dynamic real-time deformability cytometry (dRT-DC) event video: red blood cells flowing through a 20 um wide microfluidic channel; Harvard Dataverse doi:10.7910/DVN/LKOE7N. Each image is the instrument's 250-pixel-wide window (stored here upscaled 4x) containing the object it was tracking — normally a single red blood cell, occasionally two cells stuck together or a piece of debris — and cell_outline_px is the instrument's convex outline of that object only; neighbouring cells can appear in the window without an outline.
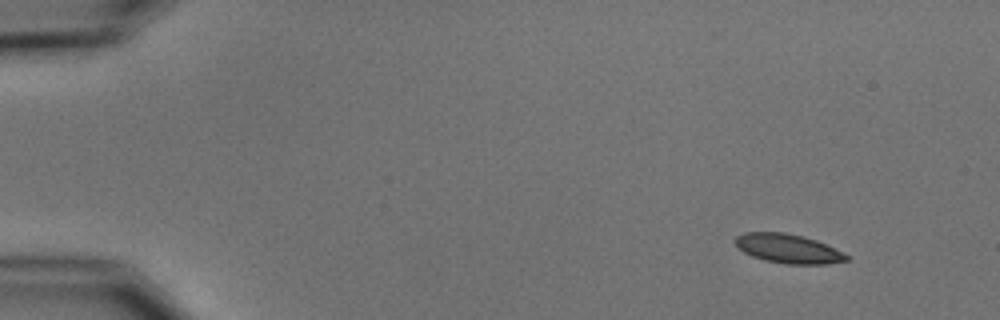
{"species": "common noctule bat (a hibernating species)", "species_latin": "Nyctalus noctula", "temperature_condition": "cold", "stored_images_in_passage": 4, "camera_frame_rate_fps": 3000, "um_per_image_px": 0.085, "animal": {"sex": "male", "body_mass_g": 15.6}, "frame": {"image": 1, "passage_image": 1, "time_ms": 0.0, "image_size_px": [1000, 320], "cell_outline_px": [[852, 256], [848, 260], [828, 264], [784, 264], [764, 260], [752, 256], [744, 252], [732, 240], [736, 236], [744, 232], [784, 232], [804, 236], [816, 240], [844, 252]], "centroid_in_image_um": [67.01, 21.13], "position_along_channel_um": 18.0, "area_um2": 19.13}}
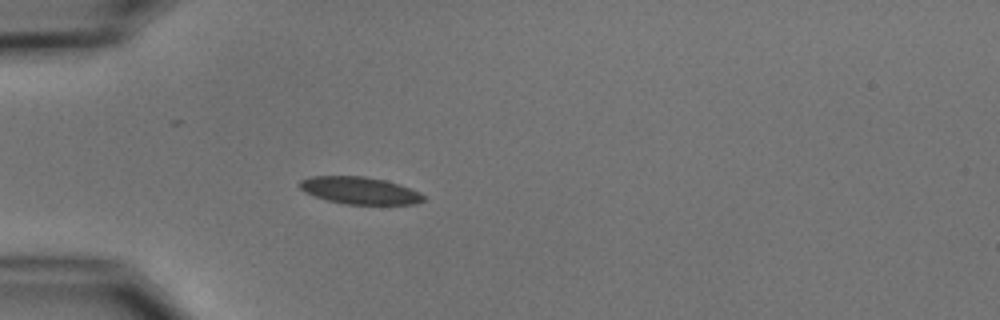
{"frame": {"image": 2, "passage_image": 4, "time_ms": 3.667, "image_size_px": [1000, 320], "cell_outline_px": [[424, 200], [416, 204], [344, 204], [328, 200], [304, 192], [296, 184], [300, 180], [308, 176], [364, 176], [384, 180], [420, 192], [424, 196]], "centroid_in_image_um": [30.51, 16.19], "position_along_channel_um": 54.5, "area_um2": 19.54}}